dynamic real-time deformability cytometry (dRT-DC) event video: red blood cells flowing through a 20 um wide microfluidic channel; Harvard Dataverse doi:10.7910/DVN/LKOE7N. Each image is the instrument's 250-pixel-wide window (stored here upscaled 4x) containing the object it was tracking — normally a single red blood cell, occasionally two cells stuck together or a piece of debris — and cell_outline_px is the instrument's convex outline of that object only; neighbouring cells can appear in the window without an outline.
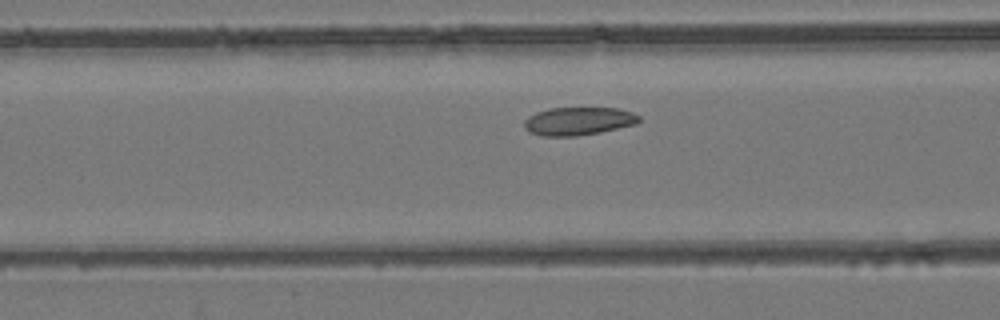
{"species": "common noctule bat (a hibernating species)", "species_latin": "Nyctalus noctula", "temperature_condition": "room temperature", "stored_images_in_passage": 51, "camera_frame_rate_fps": 3000, "um_per_image_px": 0.085, "animal": {"sex": "female", "body_mass_g": 24.6, "forearm_length_mm": 56.2}, "frame": {"image": 1, "passage_image": 17, "time_ms": 5.333, "image_size_px": [1000, 320], "cell_outline_px": [[640, 120], [636, 124], [600, 132], [576, 136], [540, 136], [528, 132], [524, 128], [524, 120], [528, 116], [536, 112], [548, 108], [616, 108], [632, 112], [640, 116]], "centroid_in_image_um": [49.12, 10.3], "position_along_channel_um": 117.5, "area_um2": 18.9}}
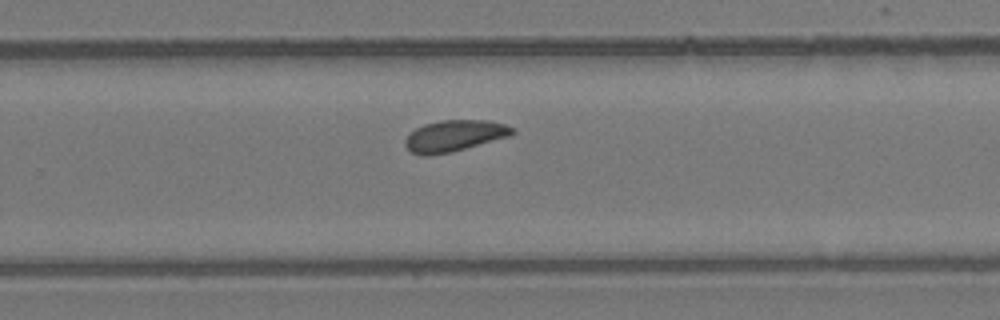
{"frame": {"image": 2, "passage_image": 31, "time_ms": 10.0, "image_size_px": [1000, 320], "cell_outline_px": [[516, 132], [512, 136], [452, 152], [428, 156], [424, 156], [412, 152], [404, 144], [404, 140], [416, 128], [424, 124], [440, 120], [488, 120], [504, 124], [512, 128]], "centroid_in_image_um": [38.65, 11.55], "position_along_channel_um": 291.2, "area_um2": 19.65}}
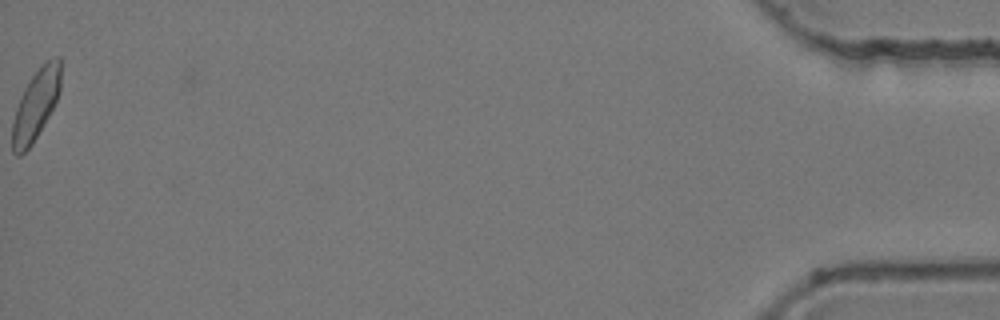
{"frame": {"image": 3, "passage_image": 51, "time_ms": 16.667, "image_size_px": [1000, 320], "cell_outline_px": [[60, 92], [48, 116], [32, 144], [20, 156], [16, 156], [12, 152], [12, 124], [16, 108], [20, 96], [24, 88], [32, 76], [44, 60], [52, 56], [60, 56]], "centroid_in_image_um": [3.03, 8.88], "position_along_channel_um": 432.2, "area_um2": 19.83}, "authors_computed_cell_mechanics": {"area_um2": 19.5364, "velocity_mm_per_s": 3.7329, "shape_relaxation_time_tau1_ms": 9.4321, "shape_relaxation_time_tau2_ms": null, "deformation_change_tau1": 0.1105, "deformation_change_tau2": null}}